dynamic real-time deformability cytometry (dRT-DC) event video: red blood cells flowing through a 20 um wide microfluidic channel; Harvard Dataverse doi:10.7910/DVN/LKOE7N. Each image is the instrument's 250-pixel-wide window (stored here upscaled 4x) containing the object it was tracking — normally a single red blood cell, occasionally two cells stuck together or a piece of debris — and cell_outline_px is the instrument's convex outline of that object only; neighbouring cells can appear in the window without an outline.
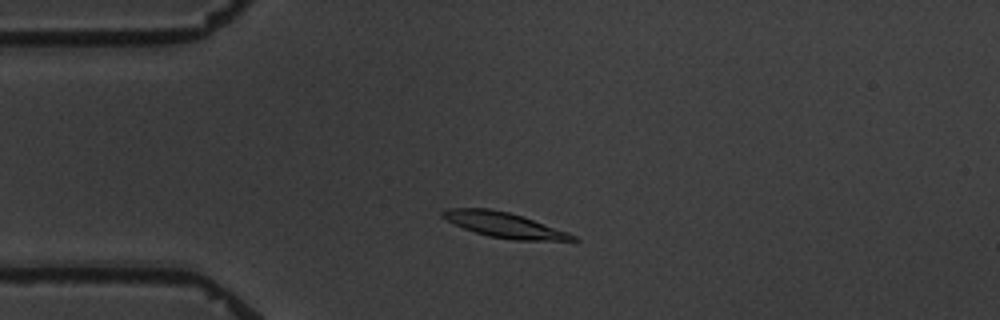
{"species": "common noctule bat (a hibernating species)", "species_latin": "Nyctalus noctula", "temperature_condition": "warm", "stored_images_in_passage": 4, "camera_frame_rate_fps": 3000, "um_per_image_px": 0.085, "animal": {"sex": "male", "body_mass_g": 19.5, "forearm_length_mm": 54.6}, "frame": {"image": 1, "passage_image": 3, "time_ms": 2.333, "image_size_px": [1000, 320], "cell_outline_px": [[580, 240], [512, 240], [488, 236], [464, 228], [440, 216], [440, 212], [448, 208], [488, 208], [508, 212], [524, 216], [568, 232], [576, 236]], "centroid_in_image_um": [42.86, 19.11], "position_along_channel_um": 42.1, "area_um2": 18.96}}